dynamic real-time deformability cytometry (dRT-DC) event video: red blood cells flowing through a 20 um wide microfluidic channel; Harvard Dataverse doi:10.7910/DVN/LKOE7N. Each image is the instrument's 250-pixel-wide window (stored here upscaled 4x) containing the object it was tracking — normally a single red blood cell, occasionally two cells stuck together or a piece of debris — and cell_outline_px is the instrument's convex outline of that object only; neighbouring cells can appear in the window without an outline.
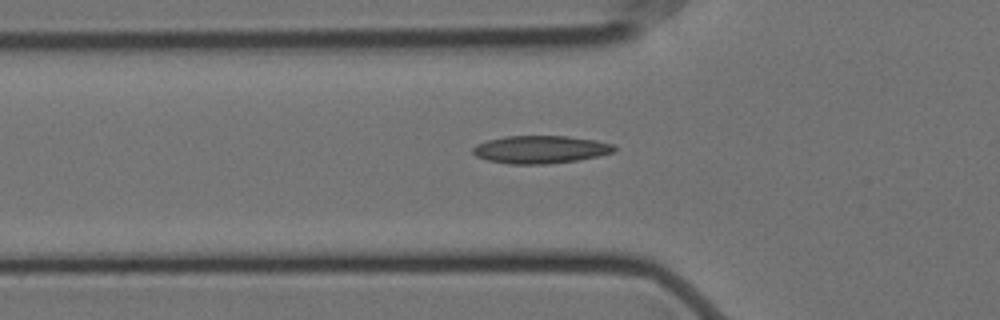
{"species": "Egyptian fruit bat (a non-hibernating species)", "species_latin": "Rousettus aegyptiacus", "temperature_condition": "cold", "stored_images_in_passage": 50, "camera_frame_rate_fps": 3000, "um_per_image_px": 0.085, "animal": {"sex": "female"}, "frame": {"image": 1, "passage_image": 19, "time_ms": 6.0, "image_size_px": [1000, 320], "cell_outline_px": [[616, 148], [612, 152], [600, 156], [576, 160], [548, 164], [508, 164], [488, 160], [476, 156], [472, 152], [472, 148], [476, 144], [488, 140], [504, 136], [568, 136], [596, 140], [612, 144]], "centroid_in_image_um": [45.92, 12.7], "position_along_channel_um": 79.9, "area_um2": 22.89}}
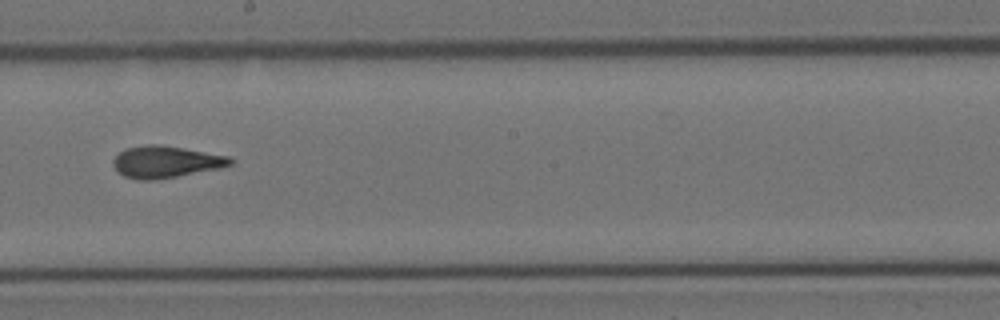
{"frame": {"image": 2, "passage_image": 32, "time_ms": 10.333, "image_size_px": [1000, 320], "cell_outline_px": [[232, 164], [216, 168], [156, 180], [136, 180], [124, 176], [112, 164], [112, 160], [124, 148], [148, 144], [160, 144], [184, 148], [228, 156], [232, 160]], "centroid_in_image_um": [14.02, 13.75], "position_along_channel_um": 234.2, "area_um2": 21.44}}
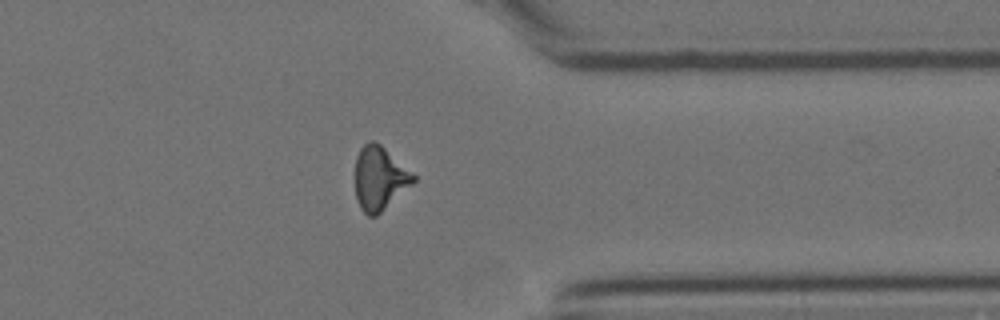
{"frame": {"image": 3, "passage_image": 45, "time_ms": 14.667, "image_size_px": [1000, 320], "cell_outline_px": [[416, 180], [412, 184], [376, 216], [368, 216], [360, 208], [356, 200], [352, 176], [356, 156], [360, 148], [368, 140], [372, 140], [380, 144], [416, 176]], "centroid_in_image_um": [32.18, 15.15], "position_along_channel_um": 379.2, "area_um2": 21.96}}